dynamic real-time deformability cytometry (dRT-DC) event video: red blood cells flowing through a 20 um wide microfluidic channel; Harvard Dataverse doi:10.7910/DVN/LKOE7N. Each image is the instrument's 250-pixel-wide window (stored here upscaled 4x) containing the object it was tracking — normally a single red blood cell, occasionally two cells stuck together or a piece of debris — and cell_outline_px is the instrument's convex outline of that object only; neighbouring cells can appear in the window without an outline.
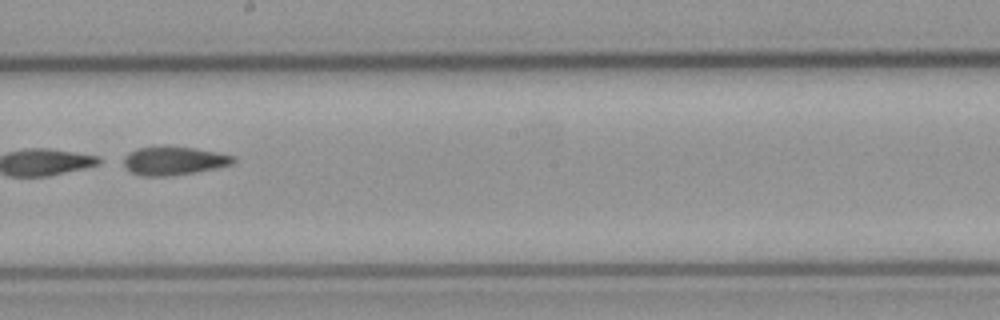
{"species": "common noctule bat (a hibernating species)", "species_latin": "Nyctalus noctula", "temperature_condition": "cold", "stored_images_in_passage": 10, "camera_frame_rate_fps": 3000, "um_per_image_px": 0.085, "animal": {"sex": "male", "body_mass_g": 23.1, "forearm_length_mm": 52.7}, "frame": {"image": 1, "passage_image": 10, "time_ms": 10.667, "image_size_px": [1000, 320], "cell_outline_px": [[236, 160], [232, 164], [216, 168], [196, 172], [168, 176], [140, 176], [124, 168], [124, 156], [128, 152], [136, 148], [196, 148], [216, 152], [232, 156]], "centroid_in_image_um": [14.74, 13.69], "position_along_channel_um": 233.5, "area_um2": 17.8}}